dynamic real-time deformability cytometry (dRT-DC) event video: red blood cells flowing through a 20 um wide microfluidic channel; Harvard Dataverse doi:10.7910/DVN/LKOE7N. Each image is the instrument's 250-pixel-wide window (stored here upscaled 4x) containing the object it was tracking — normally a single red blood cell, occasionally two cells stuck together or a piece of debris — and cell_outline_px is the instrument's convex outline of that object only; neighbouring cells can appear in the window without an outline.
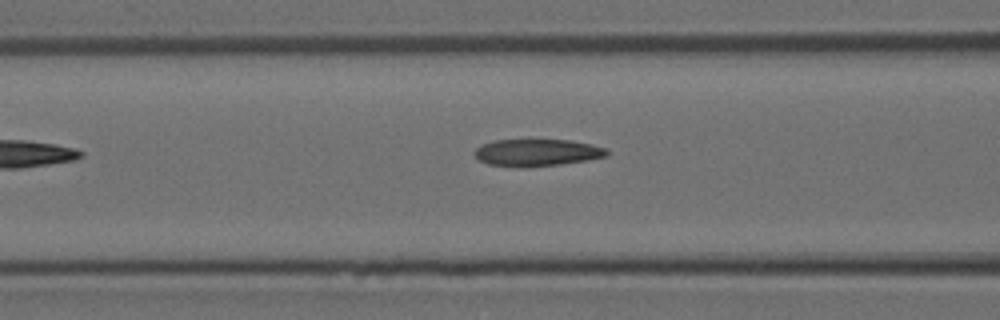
{"species": "Egyptian fruit bat (a non-hibernating species)", "species_latin": "Rousettus aegyptiacus", "temperature_condition": "room temperature", "stored_images_in_passage": 5, "camera_frame_rate_fps": 3000, "um_per_image_px": 0.085, "animal": {"sex": "female"}, "frame": {"image": 1, "passage_image": 5, "time_ms": 1.333, "image_size_px": [1000, 320], "cell_outline_px": [[608, 156], [588, 160], [560, 164], [524, 168], [516, 168], [488, 164], [480, 160], [472, 152], [480, 144], [496, 140], [568, 140], [588, 144], [604, 148], [608, 152]], "centroid_in_image_um": [45.58, 12.99], "position_along_channel_um": 121.0, "area_um2": 20.92}}